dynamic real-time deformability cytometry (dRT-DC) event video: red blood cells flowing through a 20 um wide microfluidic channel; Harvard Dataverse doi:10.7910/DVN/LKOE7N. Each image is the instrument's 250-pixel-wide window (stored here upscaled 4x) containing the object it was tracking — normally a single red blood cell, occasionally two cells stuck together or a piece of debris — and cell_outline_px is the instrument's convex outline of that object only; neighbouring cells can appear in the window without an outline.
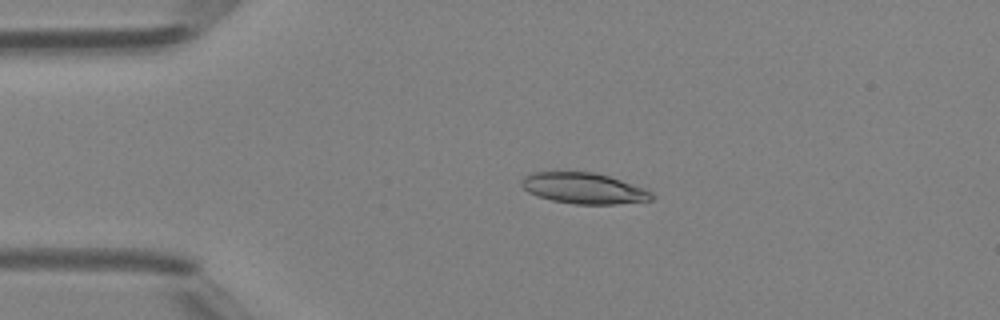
{"species": "Egyptian fruit bat (a non-hibernating species)", "species_latin": "Rousettus aegyptiacus", "temperature_condition": "room temperature", "stored_images_in_passage": 47, "camera_frame_rate_fps": 3000, "um_per_image_px": 0.085, "animal": {"sex": "female"}, "frame": {"image": 1, "passage_image": 10, "time_ms": 3.0, "image_size_px": [1000, 320], "cell_outline_px": [[656, 196], [652, 200], [616, 204], [576, 204], [552, 200], [536, 196], [528, 192], [520, 184], [520, 180], [524, 176], [532, 172], [592, 172], [608, 176], [648, 188]], "centroid_in_image_um": [49.65, 16.0], "position_along_channel_um": 35.4, "area_um2": 23.64}}
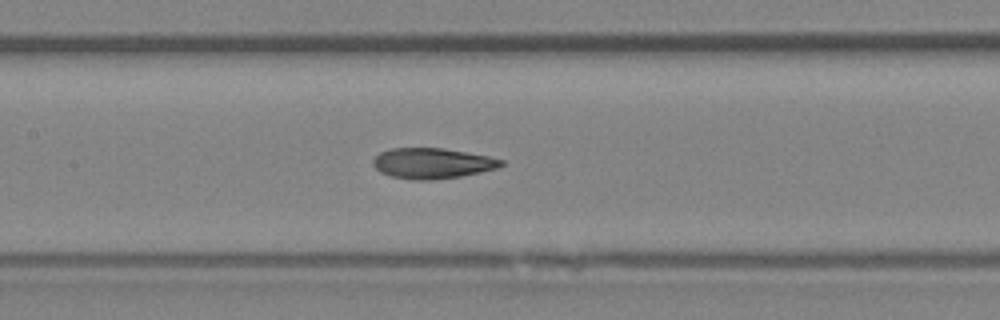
{"frame": {"image": 2, "passage_image": 22, "time_ms": 7.0, "image_size_px": [1000, 320], "cell_outline_px": [[504, 164], [496, 168], [480, 172], [460, 176], [432, 180], [412, 180], [392, 176], [380, 172], [372, 164], [372, 160], [380, 152], [392, 148], [444, 148], [488, 156], [504, 160]], "centroid_in_image_um": [36.73, 13.88], "position_along_channel_um": 170.7, "area_um2": 22.72}}
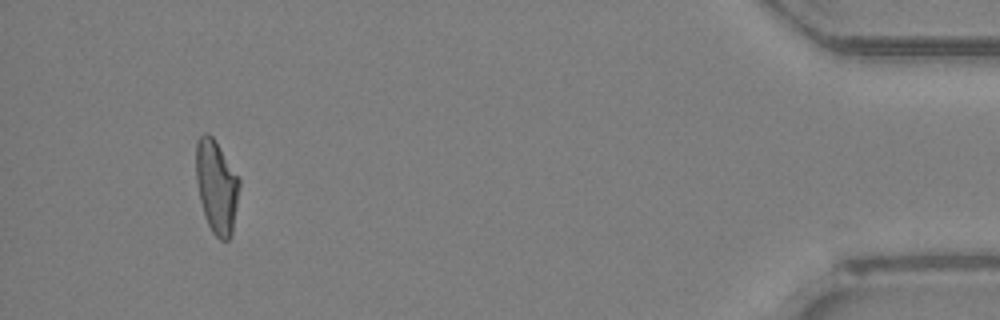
{"frame": {"image": 3, "passage_image": 44, "time_ms": 14.333, "image_size_px": [1000, 320], "cell_outline_px": [[240, 184], [232, 236], [228, 240], [220, 240], [212, 232], [204, 216], [200, 200], [196, 180], [196, 144], [200, 136], [204, 132], [208, 132], [212, 136], [240, 180]], "centroid_in_image_um": [18.4, 15.89], "position_along_channel_um": 416.8, "area_um2": 23.41}, "authors_computed_cell_mechanics": {"area_um2": 23.4668, "velocity_mm_per_s": 4.3459, "shape_relaxation_time_tau1_ms": 6.2508, "shape_relaxation_time_tau2_ms": 2.7438, "deformation_change_tau1": 0.194, "deformation_change_tau2": 0.0893}}